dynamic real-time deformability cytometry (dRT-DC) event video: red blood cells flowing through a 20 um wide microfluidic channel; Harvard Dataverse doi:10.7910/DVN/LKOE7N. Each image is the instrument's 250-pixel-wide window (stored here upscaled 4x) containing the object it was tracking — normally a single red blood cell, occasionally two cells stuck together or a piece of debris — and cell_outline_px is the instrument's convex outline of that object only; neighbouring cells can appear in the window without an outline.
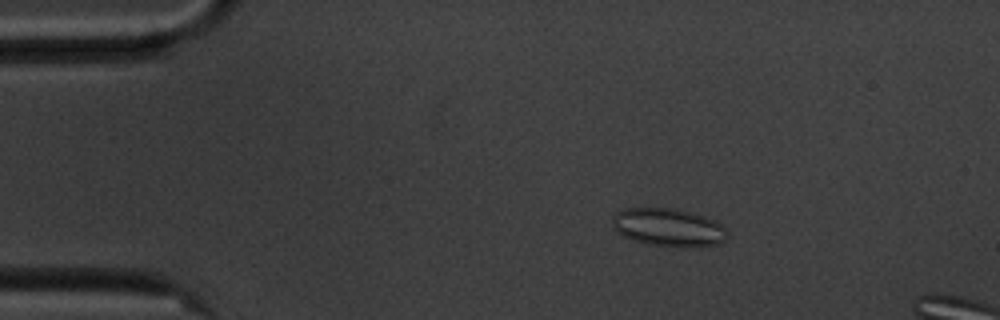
{"species": "common noctule bat (a hibernating species)", "species_latin": "Nyctalus noctula", "temperature_condition": "cold", "stored_images_in_passage": 17, "segment_of_instrument_passage": [1, 2], "camera_frame_rate_fps": 3000, "um_per_image_px": 0.085, "animal": {"sex": "male", "body_mass_g": 20.1, "forearm_length_mm": 53.5}, "frame": {"image": 1, "passage_image": 10, "time_ms": 3.0, "image_size_px": [1000, 320], "cell_outline_px": [[728, 236], [720, 244], [700, 248], [648, 244], [624, 236], [616, 232], [612, 228], [612, 216], [616, 212], [624, 208], [672, 208], [704, 216], [716, 220], [728, 228]], "centroid_in_image_um": [56.86, 19.33], "position_along_channel_um": 28.1, "area_um2": 25.84}}